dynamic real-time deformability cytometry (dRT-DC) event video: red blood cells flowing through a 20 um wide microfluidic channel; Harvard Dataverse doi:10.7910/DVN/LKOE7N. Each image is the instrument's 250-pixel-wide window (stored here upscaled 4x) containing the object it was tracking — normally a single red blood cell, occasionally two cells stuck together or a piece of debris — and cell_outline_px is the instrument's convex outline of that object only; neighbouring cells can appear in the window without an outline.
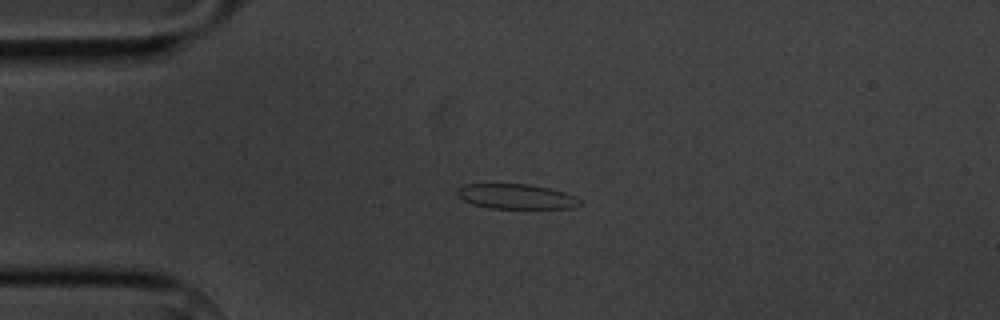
{"species": "common noctule bat (a hibernating species)", "species_latin": "Nyctalus noctula", "temperature_condition": "cold", "stored_images_in_passage": 7, "camera_frame_rate_fps": 3000, "um_per_image_px": 0.085, "animal": {"sex": "male", "body_mass_g": 20.1, "forearm_length_mm": 53.5}, "frame": {"image": 1, "passage_image": 1, "time_ms": 0.0, "image_size_px": [1000, 320], "cell_outline_px": [[580, 204], [572, 208], [488, 208], [472, 204], [464, 200], [456, 192], [456, 188], [464, 184], [532, 184], [564, 192], [576, 196], [580, 200]], "centroid_in_image_um": [43.86, 16.69], "position_along_channel_um": 41.1, "area_um2": 17.8}}
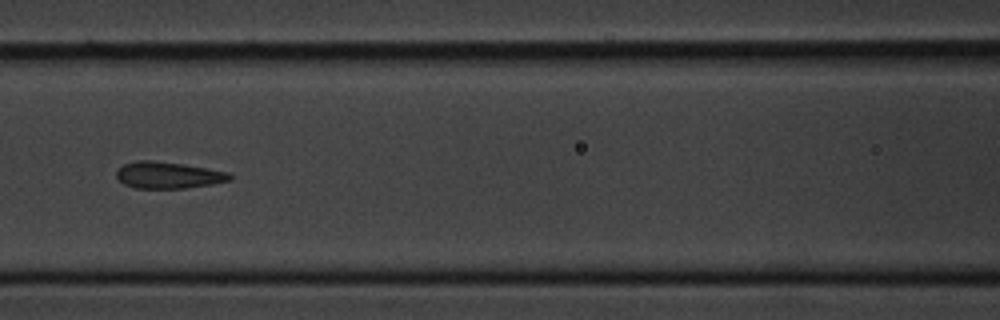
{"frame": {"image": 2, "passage_image": 4, "time_ms": 3.667, "image_size_px": [1000, 320], "cell_outline_px": [[232, 180], [212, 184], [184, 188], [136, 188], [124, 184], [116, 176], [116, 172], [124, 164], [136, 160], [152, 160], [184, 164], [208, 168], [228, 172], [232, 176]], "centroid_in_image_um": [14.31, 14.88], "position_along_channel_um": 152.3, "area_um2": 17.57}}
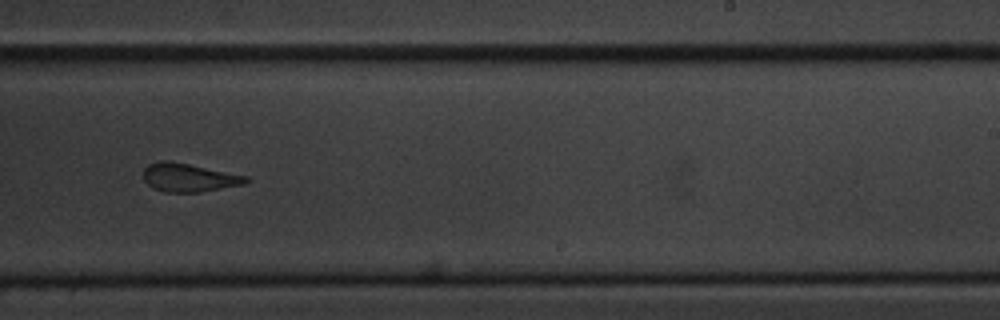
{"frame": {"image": 3, "passage_image": 7, "time_ms": 7.0, "image_size_px": [1000, 320], "cell_outline_px": [[248, 180], [244, 184], [200, 192], [164, 192], [152, 188], [144, 180], [144, 168], [148, 164], [160, 160], [168, 160], [248, 176]], "centroid_in_image_um": [16.01, 15.09], "position_along_channel_um": 273.0, "area_um2": 16.88}}